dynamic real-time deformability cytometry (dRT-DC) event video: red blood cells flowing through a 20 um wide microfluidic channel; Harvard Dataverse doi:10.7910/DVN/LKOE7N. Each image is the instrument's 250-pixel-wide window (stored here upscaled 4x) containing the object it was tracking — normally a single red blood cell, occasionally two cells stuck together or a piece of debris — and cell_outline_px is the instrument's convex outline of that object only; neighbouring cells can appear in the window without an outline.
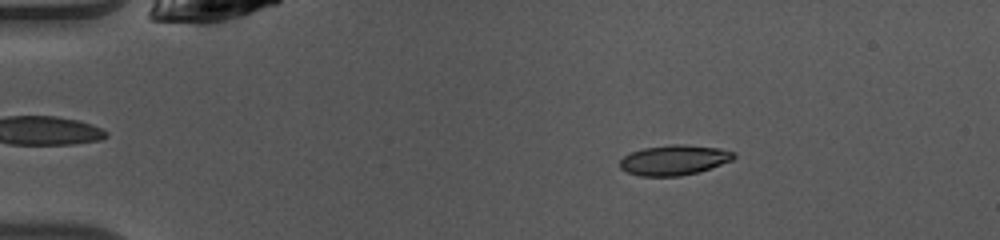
{"species": "common noctule bat (a hibernating species)", "species_latin": "Nyctalus noctula", "temperature_condition": "warm", "stored_images_in_passage": 34, "camera_frame_rate_fps": 3000, "um_per_image_px": 0.085, "animal": {"sex": "female", "body_mass_g": 10.0, "forearm_length_mm": 53.1}, "frame": {"image": 1, "passage_image": 1, "time_ms": 0.0, "image_size_px": [1000, 240], "cell_outline_px": [[736, 156], [732, 160], [696, 172], [680, 176], [640, 176], [628, 172], [620, 168], [620, 160], [624, 156], [632, 152], [644, 148], [672, 144], [684, 144], [720, 148], [736, 152]], "centroid_in_image_um": [57.3, 13.59], "position_along_channel_um": 27.7, "area_um2": 19.83}}
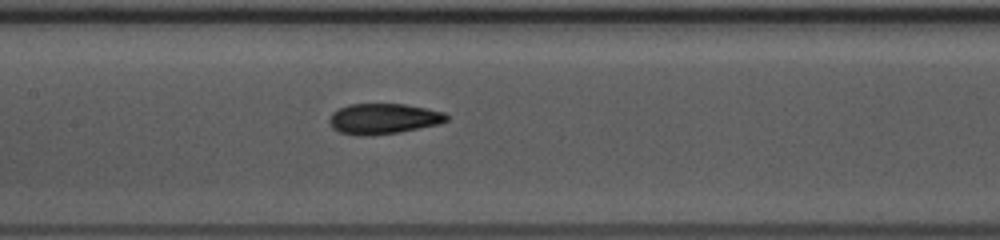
{"frame": {"image": 2, "passage_image": 16, "time_ms": 5.0, "image_size_px": [1000, 240], "cell_outline_px": [[448, 120], [440, 124], [400, 132], [368, 136], [360, 136], [340, 132], [332, 128], [328, 120], [332, 112], [348, 104], [404, 104], [444, 112], [448, 116]], "centroid_in_image_um": [32.57, 10.1], "position_along_channel_um": 174.8, "area_um2": 20.92}}
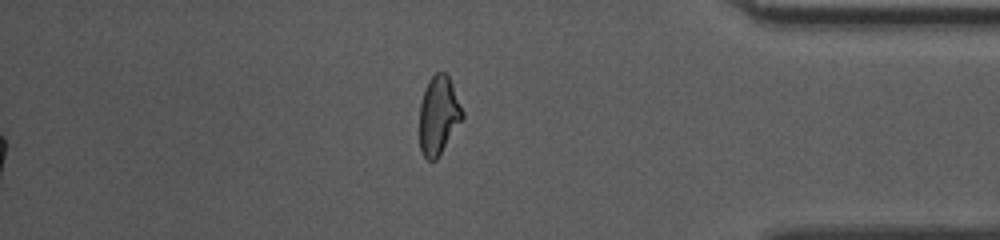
{"frame": {"image": 3, "passage_image": 34, "time_ms": 11.0, "image_size_px": [1000, 240], "cell_outline_px": [[464, 116], [436, 160], [428, 160], [424, 156], [420, 148], [420, 104], [424, 88], [428, 80], [436, 72], [444, 72], [448, 76], [452, 84], [464, 112]], "centroid_in_image_um": [37.27, 9.78], "position_along_channel_um": 397.9, "area_um2": 19.42}, "authors_computed_cell_mechanics": {"area_um2": 20.2589, "velocity_mm_per_s": 4.1198, "shape_relaxation_time_tau1_ms": 7.6803, "shape_relaxation_time_tau2_ms": 1.736, "deformation_change_tau1": 0.2222, "deformation_change_tau2": 0.088}}